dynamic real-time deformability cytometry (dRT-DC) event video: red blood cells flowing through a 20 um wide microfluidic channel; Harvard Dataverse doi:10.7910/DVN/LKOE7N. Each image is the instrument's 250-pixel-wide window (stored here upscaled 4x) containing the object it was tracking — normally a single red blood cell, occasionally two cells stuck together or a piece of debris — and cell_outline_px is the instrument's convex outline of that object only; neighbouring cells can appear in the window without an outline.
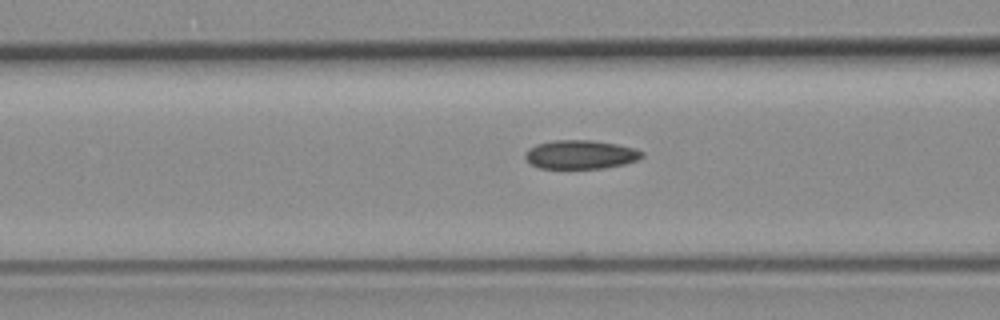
{"species": "common noctule bat (a hibernating species)", "species_latin": "Nyctalus noctula", "temperature_condition": "room temperature", "stored_images_in_passage": 19, "camera_frame_rate_fps": 3000, "um_per_image_px": 0.085, "animal": {"sex": "female", "body_mass_g": 19.3, "forearm_length_mm": 54.1}, "frame": {"image": 1, "passage_image": 4, "time_ms": 1.0, "image_size_px": [1000, 320], "cell_outline_px": [[644, 156], [636, 160], [624, 164], [604, 168], [540, 168], [532, 164], [524, 156], [528, 148], [536, 144], [552, 140], [592, 140], [616, 144], [636, 148], [644, 152]], "centroid_in_image_um": [49.36, 13.12], "position_along_channel_um": 117.2, "area_um2": 19.59}}
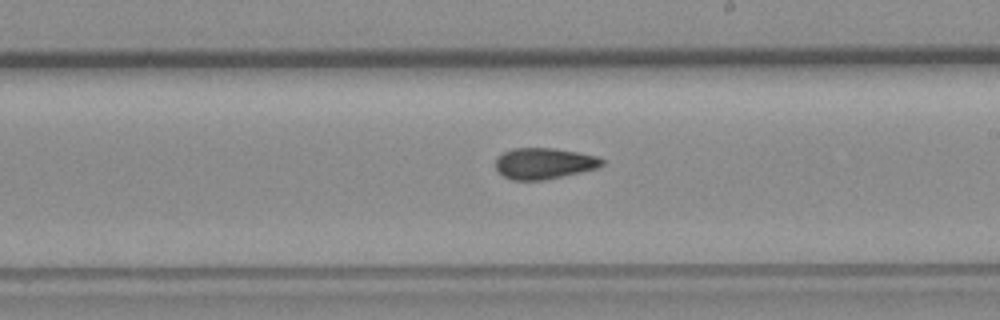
{"frame": {"image": 2, "passage_image": 14, "time_ms": 4.333, "image_size_px": [1000, 320], "cell_outline_px": [[604, 164], [596, 168], [580, 172], [544, 180], [512, 180], [504, 176], [496, 168], [496, 160], [504, 152], [512, 148], [552, 148], [576, 152], [596, 156], [604, 160]], "centroid_in_image_um": [46.24, 13.89], "position_along_channel_um": 242.8, "area_um2": 19.02}}
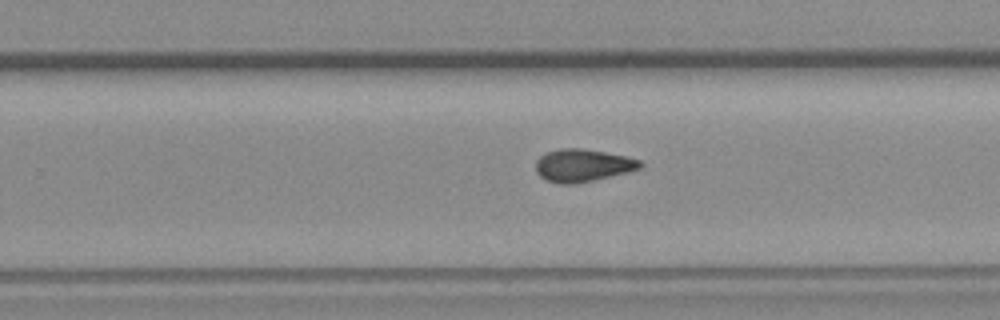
{"frame": {"image": 3, "passage_image": 17, "time_ms": 5.333, "image_size_px": [1000, 320], "cell_outline_px": [[644, 164], [640, 168], [628, 172], [576, 184], [556, 184], [540, 176], [536, 172], [536, 160], [540, 156], [548, 152], [560, 148], [580, 148], [604, 152], [624, 156], [640, 160]], "centroid_in_image_um": [49.51, 14.06], "position_along_channel_um": 280.3, "area_um2": 19.77}}